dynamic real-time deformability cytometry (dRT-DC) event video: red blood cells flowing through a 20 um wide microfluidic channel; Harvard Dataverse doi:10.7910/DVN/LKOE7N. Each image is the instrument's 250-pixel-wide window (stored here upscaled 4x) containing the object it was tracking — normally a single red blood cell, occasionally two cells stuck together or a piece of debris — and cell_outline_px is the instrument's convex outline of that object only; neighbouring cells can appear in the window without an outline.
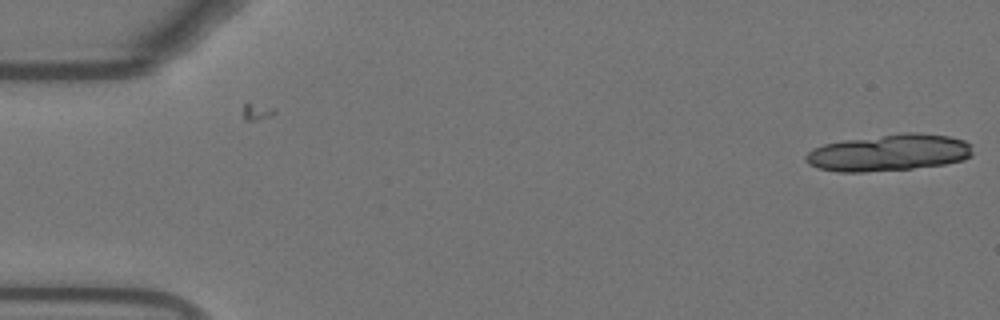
{"species": "Egyptian fruit bat (a non-hibernating species)", "species_latin": "Rousettus aegyptiacus", "temperature_condition": "warm", "stored_images_in_passage": 6, "camera_frame_rate_fps": 3000, "um_per_image_px": 0.085, "animal": {"sex": "female"}, "frame": {"image": 1, "passage_image": 6, "time_ms": 1.667, "image_size_px": [1000, 320], "cell_outline_px": [[972, 156], [964, 160], [944, 164], [912, 168], [864, 172], [836, 172], [820, 168], [808, 164], [804, 160], [804, 156], [812, 148], [824, 144], [844, 140], [904, 132], [920, 132], [948, 136], [964, 140], [972, 144]], "centroid_in_image_um": [75.57, 12.97], "position_along_channel_um": 9.4, "area_um2": 35.95}}